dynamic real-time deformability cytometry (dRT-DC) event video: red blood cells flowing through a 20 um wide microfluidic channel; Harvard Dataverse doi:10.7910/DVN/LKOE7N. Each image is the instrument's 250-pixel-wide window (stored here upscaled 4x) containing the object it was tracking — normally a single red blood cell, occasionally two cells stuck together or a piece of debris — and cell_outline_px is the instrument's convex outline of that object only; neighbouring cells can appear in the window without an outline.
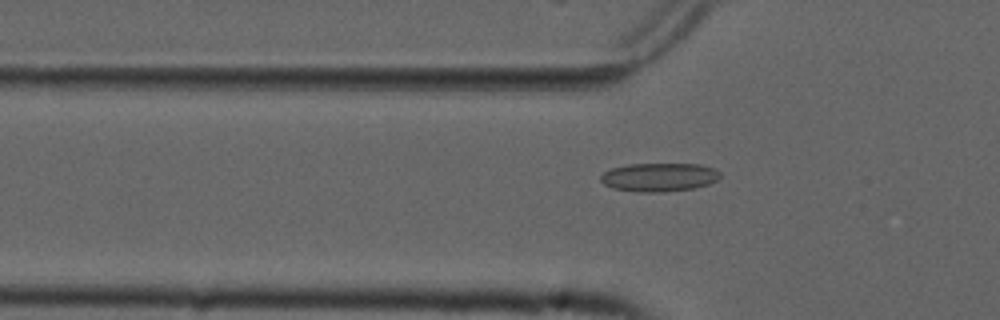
{"species": "common noctule bat (a hibernating species)", "species_latin": "Nyctalus noctula", "temperature_condition": "cold", "stored_images_in_passage": 50, "camera_frame_rate_fps": 3000, "um_per_image_px": 0.085, "animal": {"sex": "male", "forearm_length_mm": 52.5}, "frame": {"image": 1, "passage_image": 18, "time_ms": 5.667, "image_size_px": [1000, 320], "cell_outline_px": [[720, 176], [716, 180], [708, 184], [692, 188], [664, 192], [640, 192], [612, 188], [604, 184], [600, 180], [600, 176], [604, 172], [612, 168], [628, 164], [700, 164], [712, 168], [720, 172]], "centroid_in_image_um": [56.0, 15.06], "position_along_channel_um": 69.8, "area_um2": 19.77}}
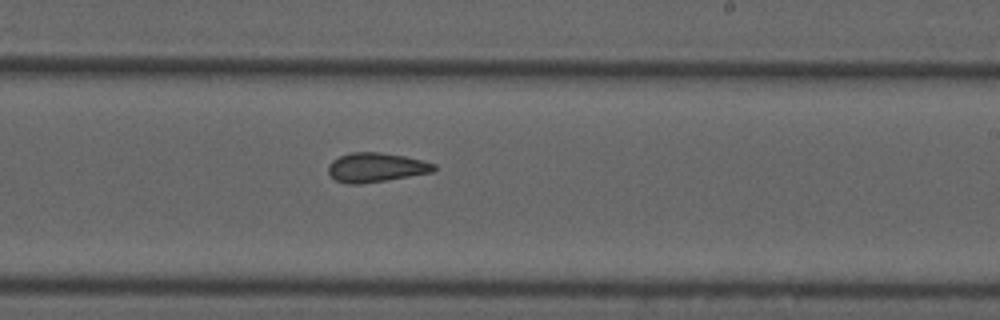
{"frame": {"image": 2, "passage_image": 33, "time_ms": 10.667, "image_size_px": [1000, 320], "cell_outline_px": [[436, 168], [432, 172], [360, 184], [348, 184], [336, 180], [328, 172], [328, 164], [332, 160], [340, 156], [352, 152], [380, 152], [404, 156], [436, 164]], "centroid_in_image_um": [31.93, 14.22], "position_along_channel_um": 257.1, "area_um2": 17.8}}
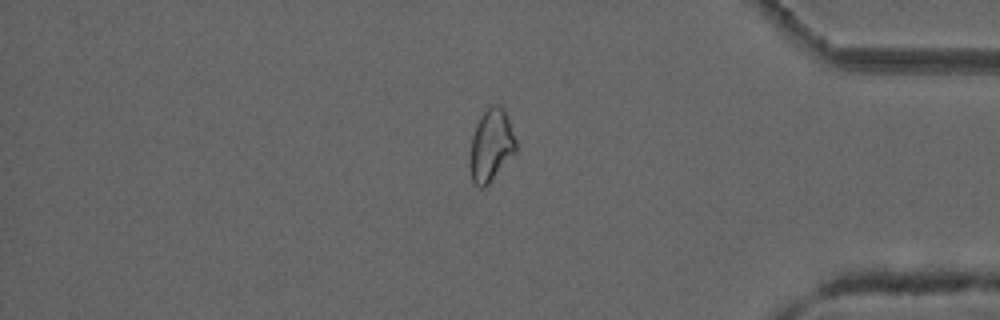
{"frame": {"image": 3, "passage_image": 46, "time_ms": 15.0, "image_size_px": [1000, 320], "cell_outline_px": [[516, 152], [488, 184], [484, 188], [480, 188], [472, 180], [468, 164], [468, 160], [472, 136], [476, 124], [480, 116], [492, 104], [500, 104], [504, 108], [516, 140]], "centroid_in_image_um": [41.72, 12.36], "position_along_channel_um": 393.5, "area_um2": 19.54}}